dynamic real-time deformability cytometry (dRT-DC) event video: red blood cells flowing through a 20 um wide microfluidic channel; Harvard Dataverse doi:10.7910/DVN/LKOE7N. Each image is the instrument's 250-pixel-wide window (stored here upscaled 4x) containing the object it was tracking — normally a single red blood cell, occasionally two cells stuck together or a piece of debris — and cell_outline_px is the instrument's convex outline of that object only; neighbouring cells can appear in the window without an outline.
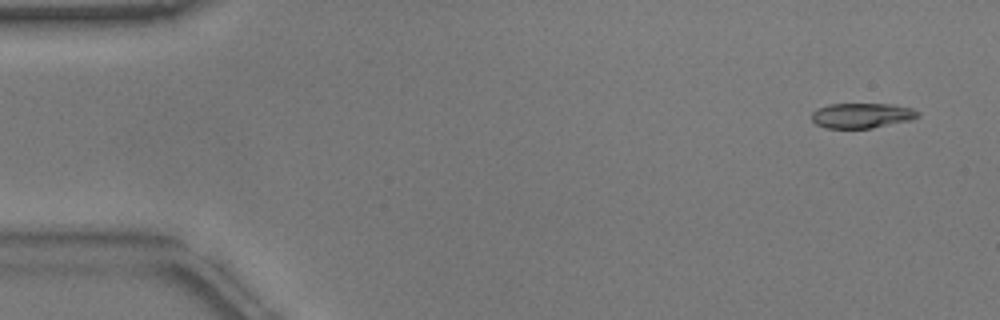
{"species": "common noctule bat (a hibernating species)", "species_latin": "Nyctalus noctula", "temperature_condition": "warm", "stored_images_in_passage": 53, "camera_frame_rate_fps": 3000, "um_per_image_px": 0.085, "animal": {"sex": "male", "body_mass_g": 17.9}, "frame": {"image": 1, "passage_image": 3, "time_ms": 0.667, "image_size_px": [1000, 320], "cell_outline_px": [[920, 116], [912, 120], [872, 128], [824, 128], [816, 124], [812, 120], [812, 112], [816, 108], [828, 104], [892, 104], [912, 108], [920, 112]], "centroid_in_image_um": [73.26, 9.82], "position_along_channel_um": 11.7, "area_um2": 15.72}}
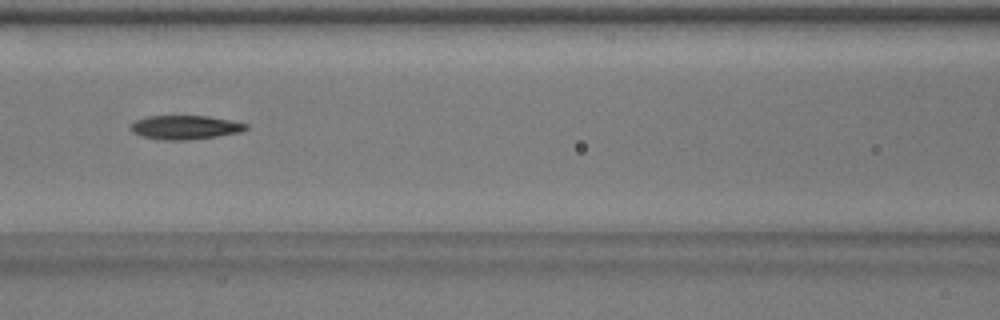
{"frame": {"image": 2, "passage_image": 23, "time_ms": 7.333, "image_size_px": [1000, 320], "cell_outline_px": [[248, 128], [240, 132], [216, 136], [184, 140], [160, 140], [144, 136], [132, 132], [132, 124], [136, 120], [148, 116], [208, 116], [248, 124]], "centroid_in_image_um": [15.74, 10.82], "position_along_channel_um": 150.9, "area_um2": 15.78}}
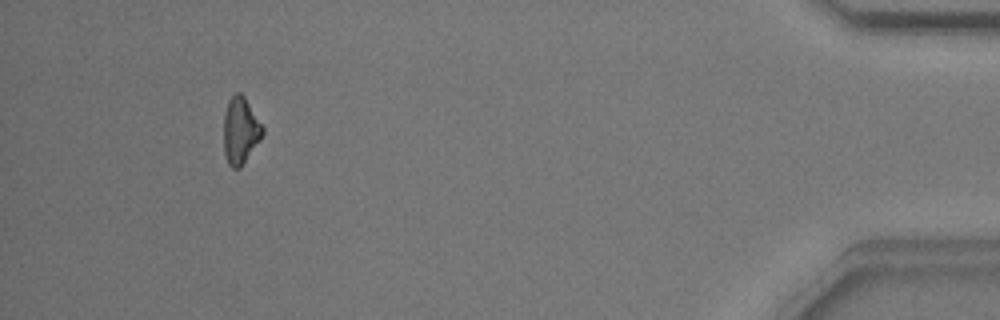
{"frame": {"image": 3, "passage_image": 49, "time_ms": 16.0, "image_size_px": [1000, 320], "cell_outline_px": [[264, 132], [260, 140], [240, 168], [232, 168], [228, 164], [224, 156], [224, 112], [228, 100], [236, 92], [240, 92], [244, 96], [264, 128]], "centroid_in_image_um": [20.42, 11.1], "position_along_channel_um": 414.8, "area_um2": 15.14}, "authors_computed_cell_mechanics": {"area_um2": 15.7794, "velocity_mm_per_s": 3.8233, "shape_relaxation_time_tau1_ms": 4.6557, "shape_relaxation_time_tau2_ms": 3.6304, "deformation_change_tau1": 0.1719, "deformation_change_tau2": 0.1253}}